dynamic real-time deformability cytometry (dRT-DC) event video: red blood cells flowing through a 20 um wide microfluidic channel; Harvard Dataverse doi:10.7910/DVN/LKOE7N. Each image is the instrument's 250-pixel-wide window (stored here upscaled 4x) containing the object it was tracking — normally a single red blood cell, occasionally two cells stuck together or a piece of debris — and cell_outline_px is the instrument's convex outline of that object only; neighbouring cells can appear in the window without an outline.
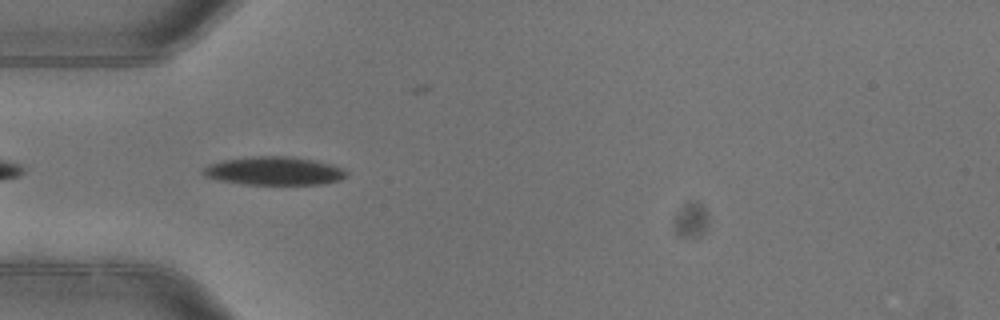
{"species": "common noctule bat (a hibernating species)", "species_latin": "Nyctalus noctula", "temperature_condition": "warm", "stored_images_in_passage": 4, "camera_frame_rate_fps": 3000, "um_per_image_px": 0.085, "animal": {"sex": "female"}, "frame": {"image": 1, "passage_image": 2, "time_ms": 0.333, "image_size_px": [1000, 320], "cell_outline_px": [[348, 176], [340, 180], [320, 184], [244, 184], [220, 180], [204, 176], [200, 172], [208, 164], [224, 160], [252, 156], [292, 156], [332, 164], [344, 168], [348, 172]], "centroid_in_image_um": [23.32, 14.52], "position_along_channel_um": 61.7, "area_um2": 23.76}}